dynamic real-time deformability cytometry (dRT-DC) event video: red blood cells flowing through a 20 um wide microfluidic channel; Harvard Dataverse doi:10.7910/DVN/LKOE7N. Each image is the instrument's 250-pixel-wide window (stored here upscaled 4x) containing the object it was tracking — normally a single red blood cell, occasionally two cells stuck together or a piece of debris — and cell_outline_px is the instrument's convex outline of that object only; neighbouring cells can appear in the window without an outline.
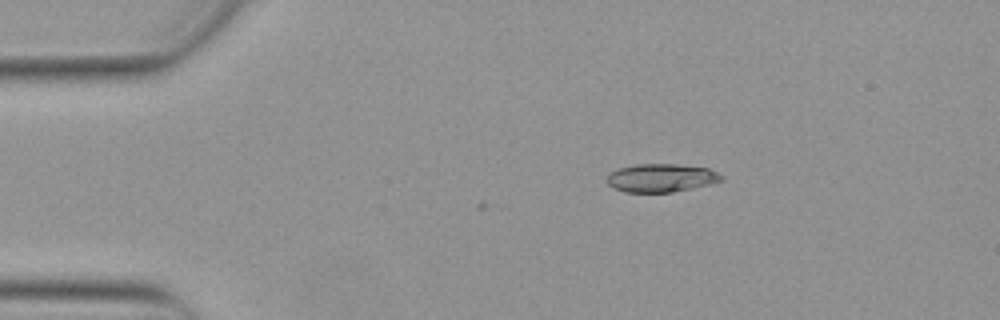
{"species": "Egyptian fruit bat (a non-hibernating species)", "species_latin": "Rousettus aegyptiacus", "temperature_condition": "warm", "stored_images_in_passage": 7, "camera_frame_rate_fps": 3000, "um_per_image_px": 0.085, "animal": {"sex": "female"}, "frame": {"image": 1, "passage_image": 1, "time_ms": 0.0, "image_size_px": [1000, 320], "cell_outline_px": [[724, 180], [708, 184], [672, 192], [624, 192], [612, 188], [604, 180], [608, 172], [620, 168], [636, 164], [676, 164], [708, 168], [724, 176]], "centroid_in_image_um": [56.13, 15.12], "position_along_channel_um": 28.9, "area_um2": 18.96}}